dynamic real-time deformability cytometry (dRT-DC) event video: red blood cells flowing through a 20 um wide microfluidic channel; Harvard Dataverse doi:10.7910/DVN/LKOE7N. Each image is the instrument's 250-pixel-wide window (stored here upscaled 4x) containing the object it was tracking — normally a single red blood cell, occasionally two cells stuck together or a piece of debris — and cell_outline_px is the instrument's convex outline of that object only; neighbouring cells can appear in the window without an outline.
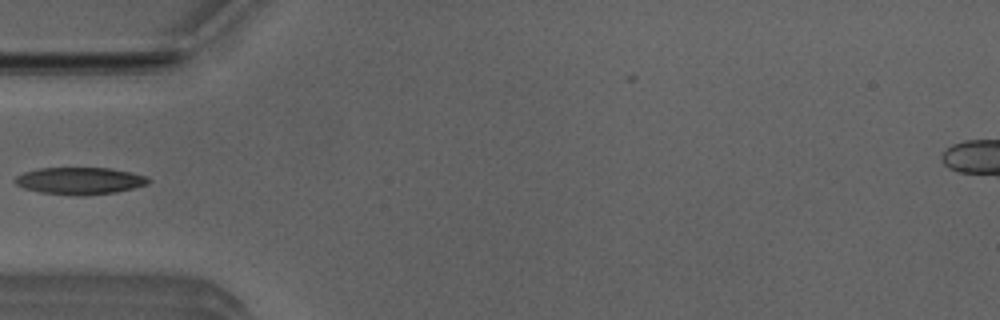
{"species": "Egyptian fruit bat (a non-hibernating species)", "species_latin": "Rousettus aegyptiacus", "temperature_condition": "room temperature", "stored_images_in_passage": 3, "camera_frame_rate_fps": 3000, "um_per_image_px": 0.085, "animal": {"sex": "male"}, "frame": {"image": 1, "passage_image": 3, "time_ms": 0.667, "image_size_px": [1000, 320], "cell_outline_px": [[152, 180], [148, 184], [116, 192], [84, 196], [76, 196], [40, 192], [24, 188], [16, 184], [12, 180], [16, 176], [24, 172], [40, 168], [108, 168], [148, 176]], "centroid_in_image_um": [6.78, 15.37], "position_along_channel_um": 78.2, "area_um2": 21.1}}